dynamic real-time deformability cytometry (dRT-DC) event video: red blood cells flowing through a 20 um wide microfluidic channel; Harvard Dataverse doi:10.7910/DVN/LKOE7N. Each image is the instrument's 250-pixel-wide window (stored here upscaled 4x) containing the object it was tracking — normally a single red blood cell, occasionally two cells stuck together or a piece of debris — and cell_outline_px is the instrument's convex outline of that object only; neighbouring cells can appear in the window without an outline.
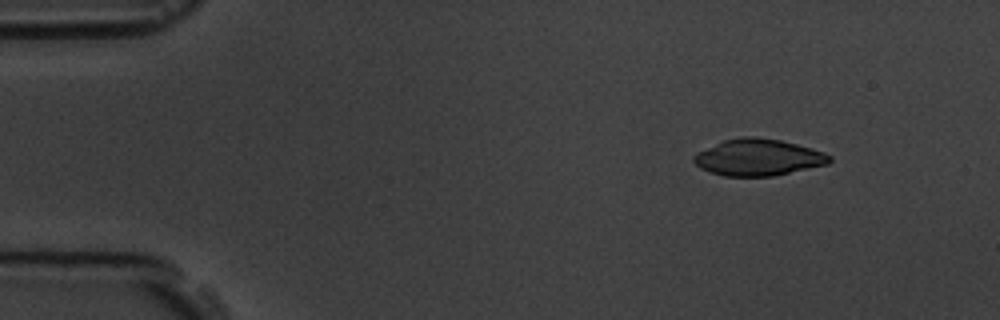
{"species": "common noctule bat (a hibernating species)", "species_latin": "Nyctalus noctula", "temperature_condition": "room temperature", "stored_images_in_passage": 4, "camera_frame_rate_fps": 3000, "um_per_image_px": 0.085, "animal": {"sex": "male", "body_mass_g": 19.5, "forearm_length_mm": 54.6}, "frame": {"image": 1, "passage_image": 2, "time_ms": 1.0, "image_size_px": [1000, 320], "cell_outline_px": [[832, 160], [828, 164], [772, 176], [724, 176], [700, 168], [692, 160], [692, 156], [696, 152], [720, 140], [744, 136], [756, 136], [780, 140], [796, 144], [824, 152], [832, 156]], "centroid_in_image_um": [64.4, 13.36], "position_along_channel_um": 20.6, "area_um2": 29.13}}